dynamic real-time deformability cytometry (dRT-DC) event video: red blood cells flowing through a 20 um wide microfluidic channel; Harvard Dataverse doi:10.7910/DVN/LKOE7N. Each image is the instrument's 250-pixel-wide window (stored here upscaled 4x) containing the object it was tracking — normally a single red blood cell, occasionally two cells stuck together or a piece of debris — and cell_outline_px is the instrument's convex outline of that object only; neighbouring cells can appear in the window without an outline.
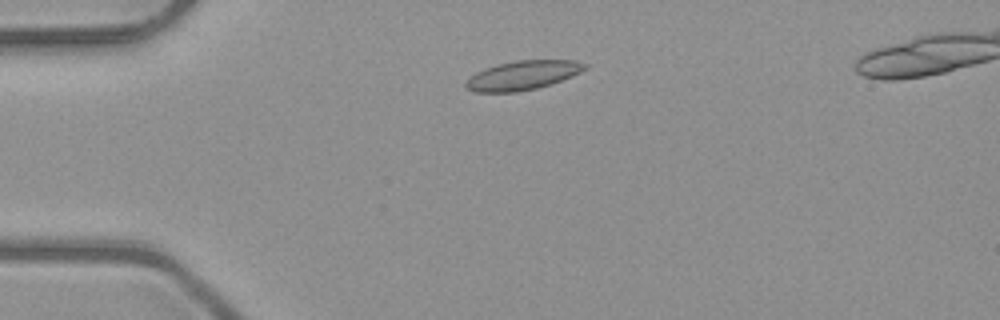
{"species": "common noctule bat (a hibernating species)", "species_latin": "Nyctalus noctula", "temperature_condition": "room temperature", "stored_images_in_passage": 45, "camera_frame_rate_fps": 3000, "um_per_image_px": 0.085, "animal": {"sex": "male", "body_mass_g": 23.1, "forearm_length_mm": 52.7}, "frame": {"image": 1, "passage_image": 7, "time_ms": 2.0, "image_size_px": [1000, 320], "cell_outline_px": [[588, 68], [580, 72], [552, 84], [536, 88], [516, 92], [472, 92], [464, 88], [464, 84], [476, 72], [484, 68], [496, 64], [516, 60], [576, 60], [588, 64]], "centroid_in_image_um": [44.42, 6.4], "position_along_channel_um": 40.6, "area_um2": 20.35}}
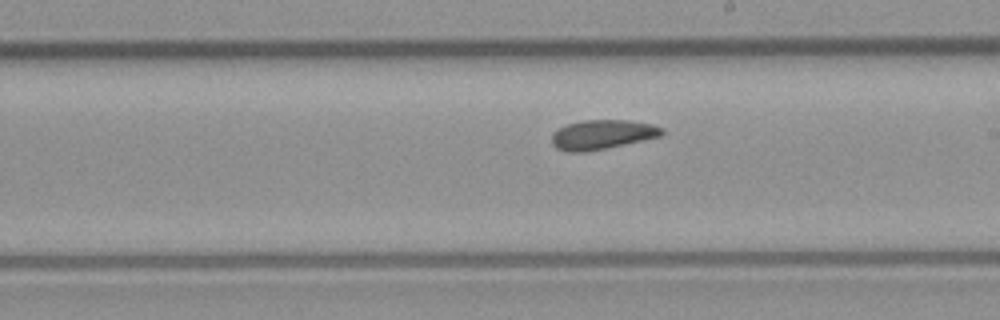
{"frame": {"image": 2, "passage_image": 24, "time_ms": 7.667, "image_size_px": [1000, 320], "cell_outline_px": [[664, 132], [660, 136], [644, 140], [584, 152], [568, 152], [556, 148], [552, 144], [552, 132], [568, 124], [584, 120], [628, 120], [652, 124], [664, 128]], "centroid_in_image_um": [51.19, 11.43], "position_along_channel_um": 237.8, "area_um2": 18.79}}
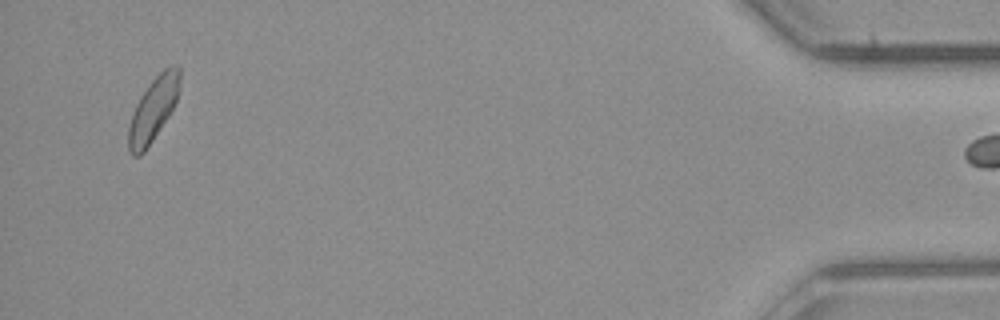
{"frame": {"image": 3, "passage_image": 44, "time_ms": 14.333, "image_size_px": [1000, 320], "cell_outline_px": [[180, 80], [176, 100], [168, 116], [144, 152], [140, 156], [132, 156], [128, 148], [128, 128], [136, 104], [152, 80], [164, 68], [172, 64], [180, 64]], "centroid_in_image_um": [13.03, 9.27], "position_along_channel_um": 422.2, "area_um2": 18.67}}